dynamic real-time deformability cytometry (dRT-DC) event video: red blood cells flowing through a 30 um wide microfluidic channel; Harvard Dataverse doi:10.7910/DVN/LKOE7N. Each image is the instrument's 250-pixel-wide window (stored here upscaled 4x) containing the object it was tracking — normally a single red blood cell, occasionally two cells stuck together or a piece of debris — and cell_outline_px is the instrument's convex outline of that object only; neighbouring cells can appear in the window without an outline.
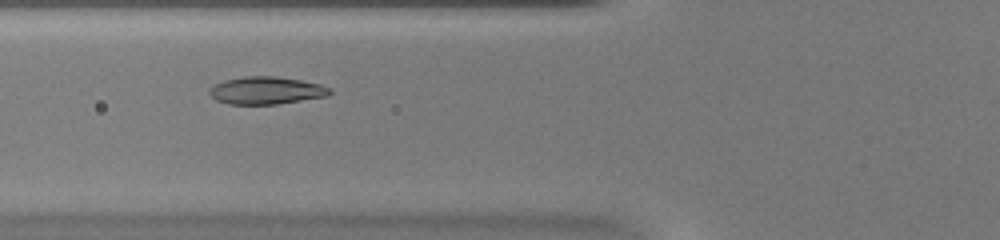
{"species": "common noctule bat (a hibernating species)", "species_latin": "Nyctalus noctula", "temperature_condition": "warm", "stored_images_in_passage": 43, "camera_frame_rate_fps": 3000, "um_per_image_px": 0.085, "animal": {"sex": "female", "body_mass_g": 20.0, "forearm_length_mm": 54.0}, "frame": {"image": 1, "passage_image": 11, "time_ms": 3.333, "image_size_px": [1000, 240], "cell_outline_px": [[332, 92], [328, 96], [276, 104], [228, 104], [216, 100], [208, 92], [208, 88], [212, 84], [224, 80], [244, 76], [276, 76], [300, 80], [320, 84], [328, 88]], "centroid_in_image_um": [22.57, 7.68], "position_along_channel_um": 103.2, "area_um2": 19.36}}
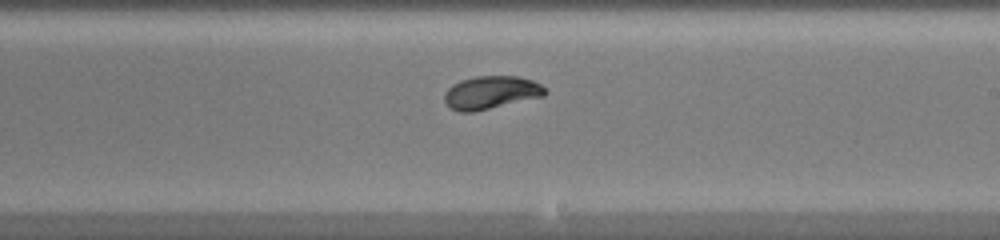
{"frame": {"image": 2, "passage_image": 22, "time_ms": 7.0, "image_size_px": [1000, 240], "cell_outline_px": [[548, 92], [544, 96], [472, 112], [460, 112], [448, 108], [444, 100], [444, 92], [452, 84], [460, 80], [476, 76], [516, 76], [532, 80], [540, 84]], "centroid_in_image_um": [41.69, 7.86], "position_along_channel_um": 247.3, "area_um2": 19.42}}
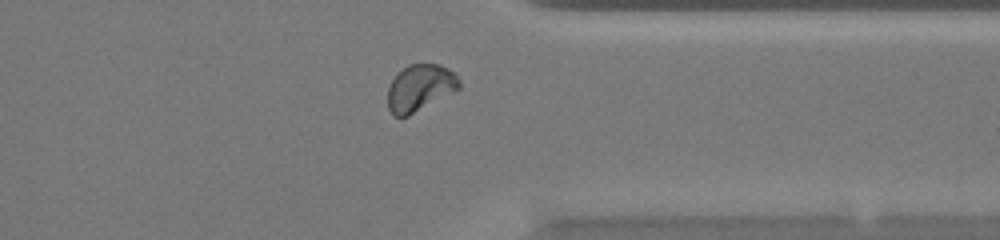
{"frame": {"image": 3, "passage_image": 32, "time_ms": 10.333, "image_size_px": [1000, 240], "cell_outline_px": [[460, 88], [408, 116], [392, 116], [388, 108], [388, 88], [392, 80], [408, 64], [440, 64], [448, 68], [460, 80]], "centroid_in_image_um": [35.69, 7.47], "position_along_channel_um": 375.7, "area_um2": 19.19}, "authors_computed_cell_mechanics": {"area_um2": 19.2474, "velocity_mm_per_s": 3.931, "shape_relaxation_time_tau1_ms": 3.6519, "shape_relaxation_time_tau2_ms": null, "deformation_change_tau1": 0.1418, "deformation_change_tau2": null}}